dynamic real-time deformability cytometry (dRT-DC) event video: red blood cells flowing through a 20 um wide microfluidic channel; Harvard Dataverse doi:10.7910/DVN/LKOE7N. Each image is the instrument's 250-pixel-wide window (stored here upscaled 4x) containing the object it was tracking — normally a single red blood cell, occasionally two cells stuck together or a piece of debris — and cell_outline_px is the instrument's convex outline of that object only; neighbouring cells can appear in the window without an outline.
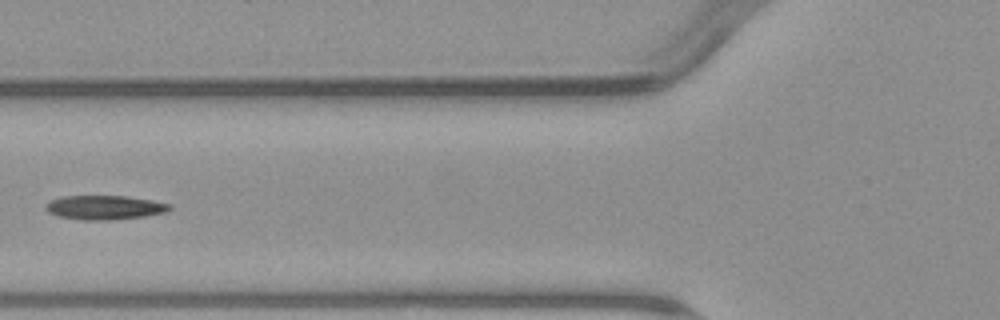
{"species": "common noctule bat (a hibernating species)", "species_latin": "Nyctalus noctula", "temperature_condition": "warm", "stored_images_in_passage": 5, "camera_frame_rate_fps": 3000, "um_per_image_px": 0.085, "animal": {"sex": "male", "body_mass_g": 23.1, "forearm_length_mm": 52.7}, "frame": {"image": 1, "passage_image": 5, "time_ms": 6.333, "image_size_px": [1000, 320], "cell_outline_px": [[172, 208], [168, 212], [144, 216], [112, 220], [84, 220], [56, 216], [48, 212], [44, 208], [44, 204], [60, 196], [128, 196], [152, 200], [172, 204]], "centroid_in_image_um": [8.89, 17.63], "position_along_channel_um": 116.9, "area_um2": 17.69}}